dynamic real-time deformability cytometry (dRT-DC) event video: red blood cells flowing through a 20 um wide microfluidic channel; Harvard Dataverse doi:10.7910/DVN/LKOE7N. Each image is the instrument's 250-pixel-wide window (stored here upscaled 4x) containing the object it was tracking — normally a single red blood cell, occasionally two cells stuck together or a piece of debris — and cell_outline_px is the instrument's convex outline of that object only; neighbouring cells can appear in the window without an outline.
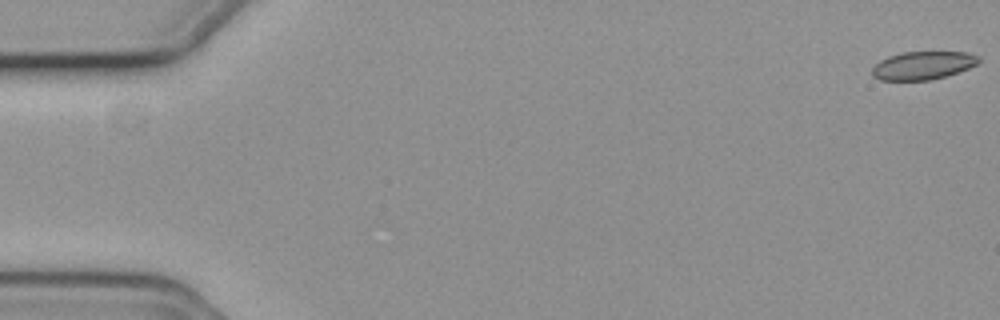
{"species": "common noctule bat (a hibernating species)", "species_latin": "Nyctalus noctula", "temperature_condition": "cold", "stored_images_in_passage": 7, "camera_frame_rate_fps": 3000, "um_per_image_px": 0.085, "animal": {"sex": "female", "body_mass_g": 19.3, "forearm_length_mm": 54.1}, "frame": {"image": 1, "passage_image": 1, "time_ms": 0.0, "image_size_px": [1000, 320], "cell_outline_px": [[980, 60], [976, 64], [968, 68], [932, 80], [880, 80], [872, 76], [872, 68], [880, 60], [888, 56], [904, 52], [968, 52], [980, 56]], "centroid_in_image_um": [78.43, 5.56], "position_along_channel_um": 6.6, "area_um2": 17.4}}